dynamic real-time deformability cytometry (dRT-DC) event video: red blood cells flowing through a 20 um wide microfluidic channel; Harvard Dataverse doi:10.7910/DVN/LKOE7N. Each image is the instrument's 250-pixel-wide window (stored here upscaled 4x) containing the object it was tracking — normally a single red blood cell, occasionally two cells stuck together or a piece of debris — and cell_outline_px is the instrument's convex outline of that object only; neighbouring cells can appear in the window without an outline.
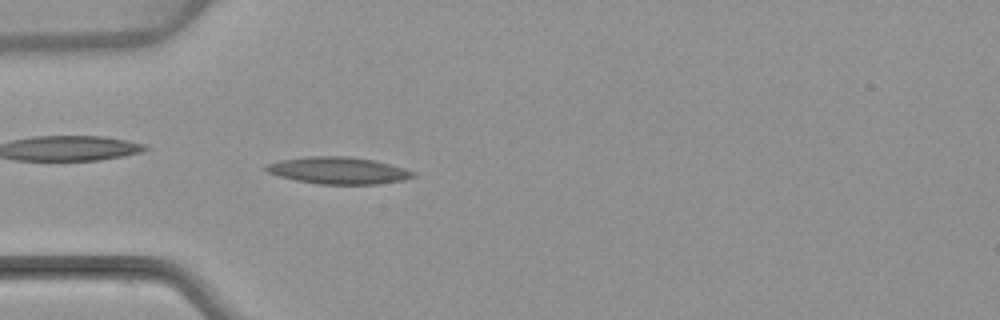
{"species": "common noctule bat (a hibernating species)", "species_latin": "Nyctalus noctula", "temperature_condition": "warm", "stored_images_in_passage": 53, "camera_frame_rate_fps": 3000, "um_per_image_px": 0.085, "animal": {"sex": "female", "body_mass_g": 22.7, "forearm_length_mm": 54.2}, "frame": {"image": 1, "passage_image": 15, "time_ms": 4.667, "image_size_px": [1000, 320], "cell_outline_px": [[416, 176], [404, 180], [376, 184], [316, 184], [296, 180], [280, 176], [268, 172], [264, 168], [268, 164], [280, 160], [312, 156], [348, 156], [372, 160], [404, 168], [416, 172]], "centroid_in_image_um": [28.78, 14.5], "position_along_channel_um": 56.2, "area_um2": 22.89}}
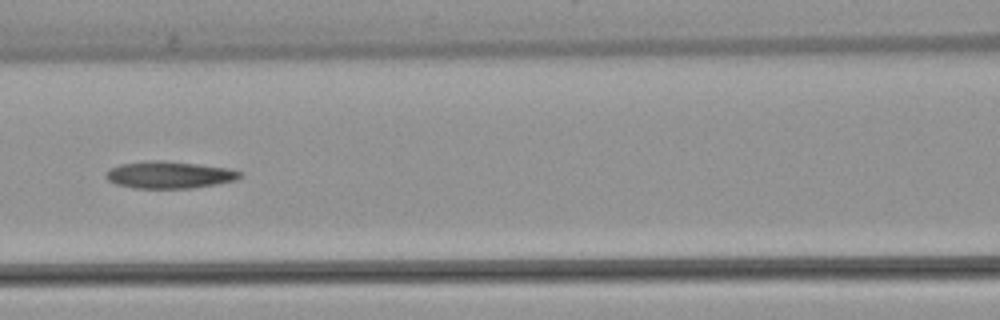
{"frame": {"image": 2, "passage_image": 23, "time_ms": 7.333, "image_size_px": [1000, 320], "cell_outline_px": [[244, 176], [236, 180], [216, 184], [192, 188], [132, 188], [116, 184], [108, 180], [104, 176], [108, 168], [120, 164], [156, 160], [160, 160], [196, 164], [228, 168], [244, 172]], "centroid_in_image_um": [14.4, 14.86], "position_along_channel_um": 152.2, "area_um2": 21.21}}
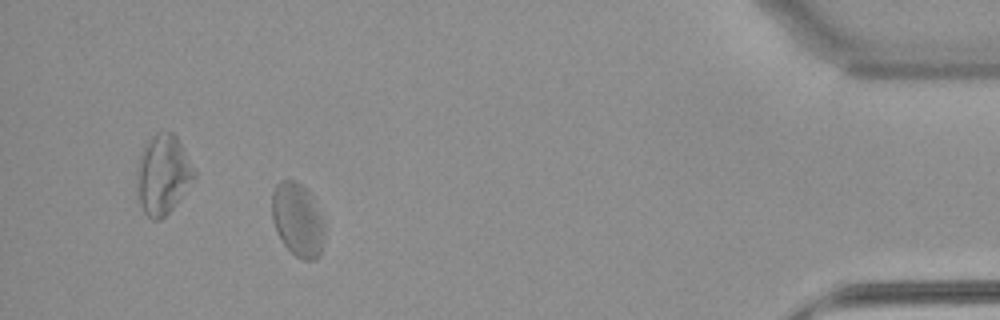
{"frame": {"image": 3, "passage_image": 48, "time_ms": 15.667, "image_size_px": [1000, 320], "cell_outline_px": [[324, 244], [320, 256], [316, 260], [304, 260], [296, 256], [280, 240], [276, 232], [272, 220], [272, 192], [276, 184], [280, 180], [296, 180], [308, 192], [324, 224]], "centroid_in_image_um": [25.28, 18.72], "position_along_channel_um": 409.9, "area_um2": 22.48}, "authors_computed_cell_mechanics": {"area_um2": 22.0796, "velocity_mm_per_s": 3.7878, "shape_relaxation_time_tau1_ms": null, "shape_relaxation_time_tau2_ms": 4.5495, "deformation_change_tau1": null, "deformation_change_tau2": 0.1356}}